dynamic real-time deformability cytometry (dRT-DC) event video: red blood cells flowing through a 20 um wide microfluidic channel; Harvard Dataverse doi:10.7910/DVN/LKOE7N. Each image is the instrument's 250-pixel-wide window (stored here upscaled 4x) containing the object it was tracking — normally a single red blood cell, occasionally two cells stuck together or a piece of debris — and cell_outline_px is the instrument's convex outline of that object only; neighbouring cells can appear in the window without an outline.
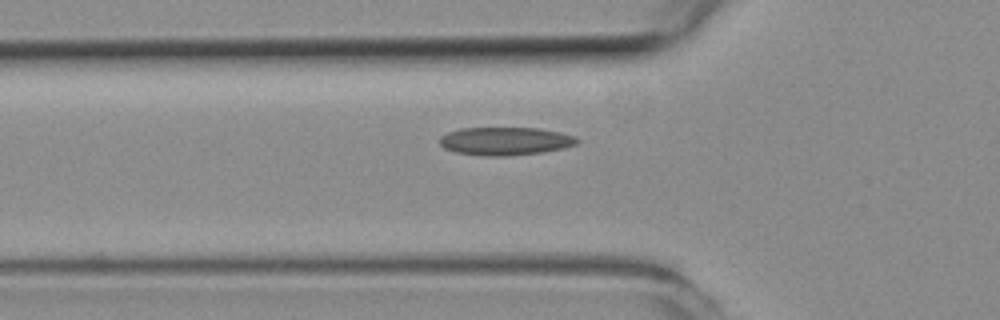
{"species": "common noctule bat (a hibernating species)", "species_latin": "Nyctalus noctula", "temperature_condition": "room temperature", "stored_images_in_passage": 38, "camera_frame_rate_fps": 3000, "um_per_image_px": 0.085, "animal": {"sex": "female", "body_mass_g": 19.3, "forearm_length_mm": 54.1}, "frame": {"image": 1, "passage_image": 4, "time_ms": 1.0, "image_size_px": [1000, 320], "cell_outline_px": [[580, 140], [576, 144], [564, 148], [544, 152], [504, 156], [484, 156], [456, 152], [444, 148], [440, 144], [440, 136], [448, 132], [460, 128], [540, 128], [560, 132], [576, 136]], "centroid_in_image_um": [42.97, 11.99], "position_along_channel_um": 82.8, "area_um2": 22.6}}
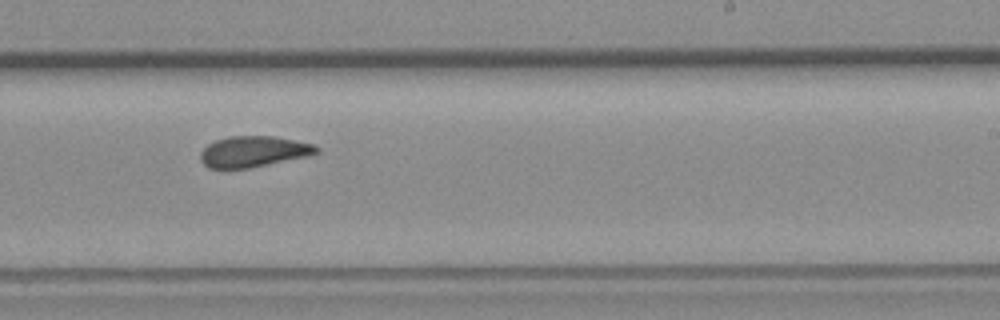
{"frame": {"image": 2, "passage_image": 18, "time_ms": 5.667, "image_size_px": [1000, 320], "cell_outline_px": [[320, 152], [308, 156], [248, 168], [208, 168], [200, 160], [200, 152], [208, 144], [216, 140], [228, 136], [272, 136], [316, 144], [320, 148]], "centroid_in_image_um": [21.56, 12.87], "position_along_channel_um": 267.4, "area_um2": 20.92}}
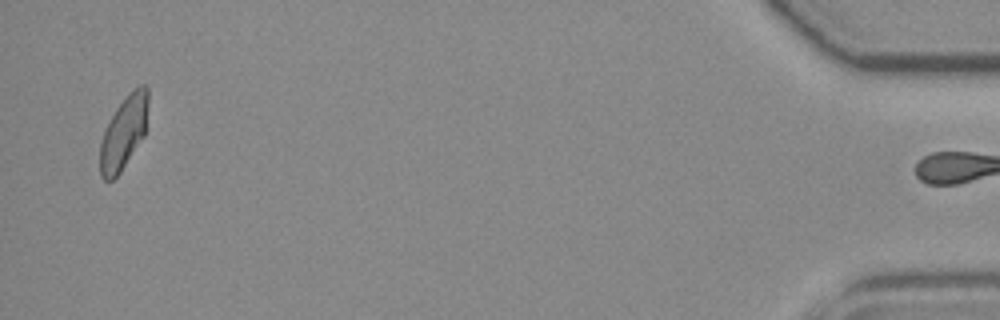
{"frame": {"image": 3, "passage_image": 37, "time_ms": 12.0, "image_size_px": [1000, 320], "cell_outline_px": [[148, 104], [144, 136], [120, 172], [112, 180], [104, 180], [100, 176], [100, 144], [104, 132], [116, 108], [128, 92], [140, 84], [148, 84]], "centroid_in_image_um": [10.53, 11.23], "position_along_channel_um": 424.7, "area_um2": 20.35}, "authors_computed_cell_mechanics": {"area_um2": 21.0392, "velocity_mm_per_s": 3.9476, "shape_relaxation_time_tau1_ms": null, "shape_relaxation_time_tau2_ms": 2.8696, "deformation_change_tau1": null, "deformation_change_tau2": 0.0843}}